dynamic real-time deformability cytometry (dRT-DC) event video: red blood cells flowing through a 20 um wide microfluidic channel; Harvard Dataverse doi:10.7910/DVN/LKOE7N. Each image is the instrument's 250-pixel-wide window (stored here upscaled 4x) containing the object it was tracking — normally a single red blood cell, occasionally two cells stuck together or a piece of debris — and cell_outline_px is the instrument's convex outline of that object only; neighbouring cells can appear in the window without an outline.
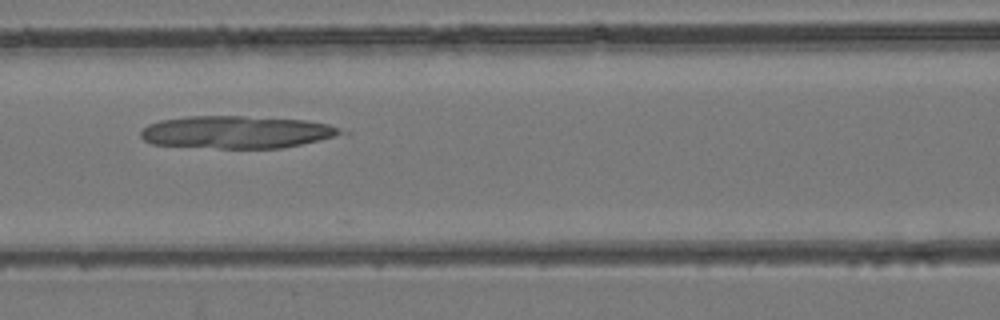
{"species": "common noctule bat (a hibernating species)", "species_latin": "Nyctalus noctula", "temperature_condition": "room temperature", "stored_images_in_passage": 20, "camera_frame_rate_fps": 3000, "um_per_image_px": 0.085, "animal": {"sex": "female", "body_mass_g": 24.6, "forearm_length_mm": 56.2}, "frame": {"image": 1, "passage_image": 14, "time_ms": 4.333, "image_size_px": [1000, 320], "cell_outline_px": [[352, 132], [320, 140], [284, 148], [220, 148], [152, 144], [144, 140], [140, 136], [140, 132], [148, 124], [160, 120], [188, 116], [244, 116], [308, 120], [328, 124]], "centroid_in_image_um": [20.16, 11.22], "position_along_channel_um": 146.4, "area_um2": 38.09}}